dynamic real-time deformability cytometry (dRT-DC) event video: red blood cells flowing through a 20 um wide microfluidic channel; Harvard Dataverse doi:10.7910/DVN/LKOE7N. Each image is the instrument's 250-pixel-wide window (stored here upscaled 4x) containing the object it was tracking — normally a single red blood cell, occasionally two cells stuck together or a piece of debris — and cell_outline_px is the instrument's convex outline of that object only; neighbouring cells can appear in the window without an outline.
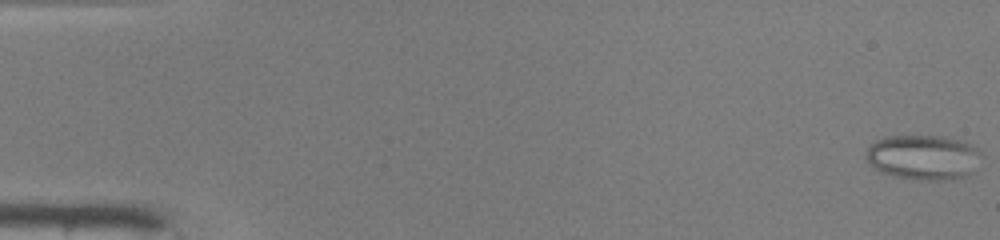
{"species": "common noctule bat (a hibernating species)", "species_latin": "Nyctalus noctula", "temperature_condition": "warm", "stored_images_in_passage": 49, "camera_frame_rate_fps": 3000, "um_per_image_px": 0.085, "animal": {"sex": "male", "body_mass_g": 19.0, "forearm_length_mm": 50.8}, "frame": {"image": 1, "passage_image": 1, "time_ms": 0.0, "image_size_px": [1000, 240], "cell_outline_px": [[980, 152], [968, 172], [964, 176], [952, 180], [928, 180], [896, 176], [880, 172], [868, 160], [868, 148], [876, 140], [884, 136], [936, 136], [956, 140], [968, 144], [976, 148]], "centroid_in_image_um": [78.41, 13.36], "position_along_channel_um": 6.6, "area_um2": 28.96}}
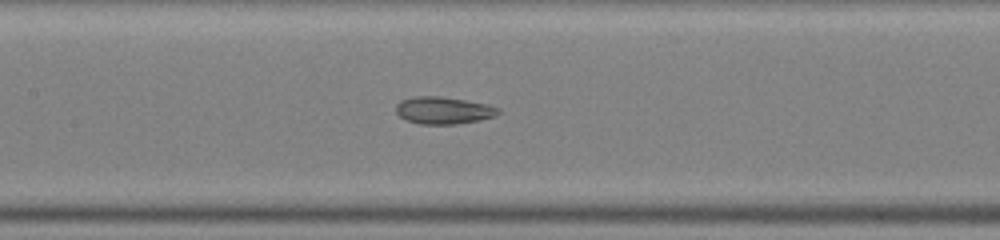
{"frame": {"image": 2, "passage_image": 24, "time_ms": 7.667, "image_size_px": [1000, 240], "cell_outline_px": [[500, 112], [496, 116], [480, 120], [456, 124], [420, 124], [408, 120], [400, 116], [396, 112], [396, 104], [400, 100], [416, 96], [440, 96], [488, 104], [500, 108]], "centroid_in_image_um": [37.71, 9.38], "position_along_channel_um": 169.7, "area_um2": 16.24}}
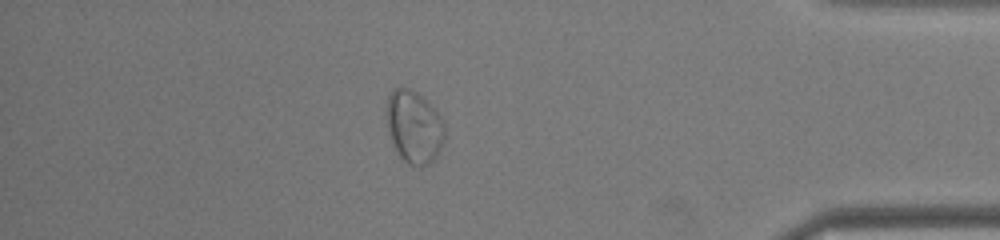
{"frame": {"image": 3, "passage_image": 43, "time_ms": 14.0, "image_size_px": [1000, 240], "cell_outline_px": [[444, 144], [436, 156], [428, 164], [420, 168], [408, 164], [400, 156], [392, 140], [384, 116], [384, 108], [388, 96], [396, 88], [408, 88], [416, 92], [444, 120]], "centroid_in_image_um": [35.18, 10.8], "position_along_channel_um": 400.0, "area_um2": 24.57}, "authors_computed_cell_mechanics": {"area_um2": 22.6576, "velocity_mm_per_s": 4.1647, "shape_relaxation_time_tau1_ms": null, "shape_relaxation_time_tau2_ms": 1.0529, "deformation_change_tau1": null, "deformation_change_tau2": 0.0729}}